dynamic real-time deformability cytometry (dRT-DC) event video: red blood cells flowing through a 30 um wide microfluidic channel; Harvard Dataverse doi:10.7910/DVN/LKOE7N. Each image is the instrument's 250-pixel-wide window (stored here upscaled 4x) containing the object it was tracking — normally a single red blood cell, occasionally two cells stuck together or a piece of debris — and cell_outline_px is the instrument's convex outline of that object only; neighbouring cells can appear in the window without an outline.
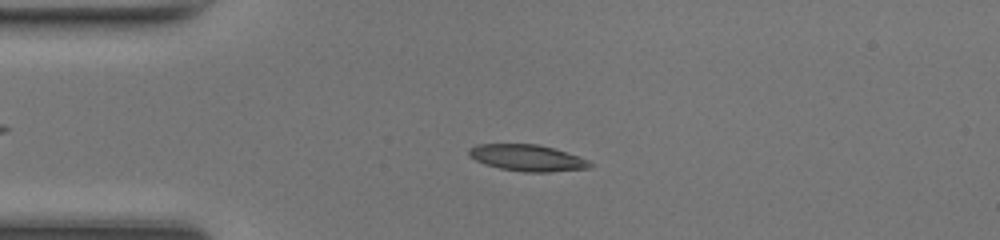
{"species": "common noctule bat (a hibernating species)", "species_latin": "Nyctalus noctula", "temperature_condition": "room temperature", "stored_images_in_passage": 48, "camera_frame_rate_fps": 3000, "um_per_image_px": 0.085, "animal": {"sex": "female", "body_mass_g": 17.0, "forearm_length_mm": 48.0}, "frame": {"image": 1, "passage_image": 11, "time_ms": 3.333, "image_size_px": [1000, 240], "cell_outline_px": [[596, 164], [592, 168], [548, 172], [524, 172], [500, 168], [484, 164], [468, 156], [468, 148], [476, 144], [536, 144], [552, 148], [580, 156]], "centroid_in_image_um": [44.84, 13.42], "position_along_channel_um": 40.2, "area_um2": 18.84}}
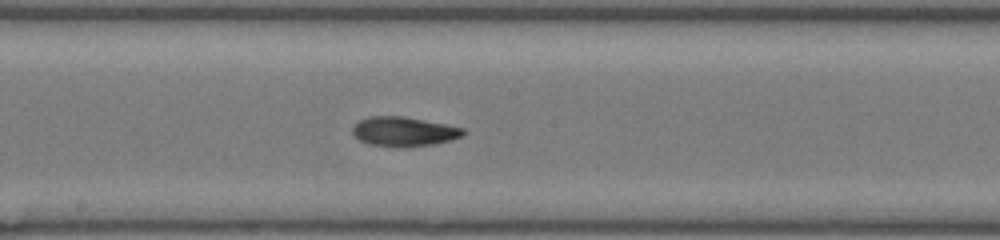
{"frame": {"image": 2, "passage_image": 25, "time_ms": 8.0, "image_size_px": [1000, 240], "cell_outline_px": [[468, 132], [452, 140], [436, 144], [404, 148], [396, 148], [368, 144], [360, 140], [352, 132], [352, 128], [360, 120], [368, 116], [404, 116], [464, 128]], "centroid_in_image_um": [34.34, 11.2], "position_along_channel_um": 213.9, "area_um2": 19.25}}
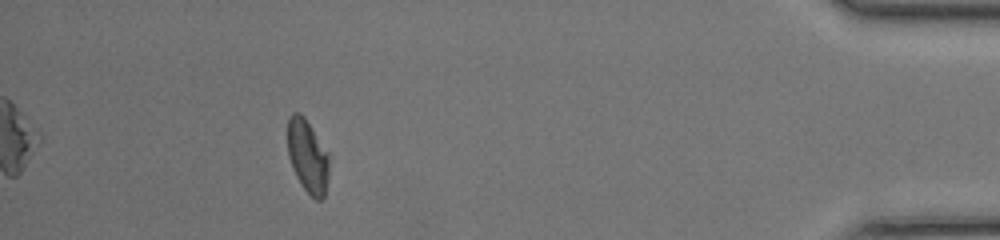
{"frame": {"image": 3, "passage_image": 43, "time_ms": 14.0, "image_size_px": [1000, 240], "cell_outline_px": [[328, 176], [324, 196], [320, 200], [316, 200], [300, 184], [292, 168], [288, 156], [288, 116], [292, 112], [300, 112], [304, 116], [328, 152]], "centroid_in_image_um": [26.13, 13.25], "position_along_channel_um": 409.1, "area_um2": 17.63}, "authors_computed_cell_mechanics": {"area_um2": 18.3226, "velocity_mm_per_s": 4.2743, "shape_relaxation_time_tau1_ms": null, "shape_relaxation_time_tau2_ms": 1.9823, "deformation_change_tau1": null, "deformation_change_tau2": 0.0794}}